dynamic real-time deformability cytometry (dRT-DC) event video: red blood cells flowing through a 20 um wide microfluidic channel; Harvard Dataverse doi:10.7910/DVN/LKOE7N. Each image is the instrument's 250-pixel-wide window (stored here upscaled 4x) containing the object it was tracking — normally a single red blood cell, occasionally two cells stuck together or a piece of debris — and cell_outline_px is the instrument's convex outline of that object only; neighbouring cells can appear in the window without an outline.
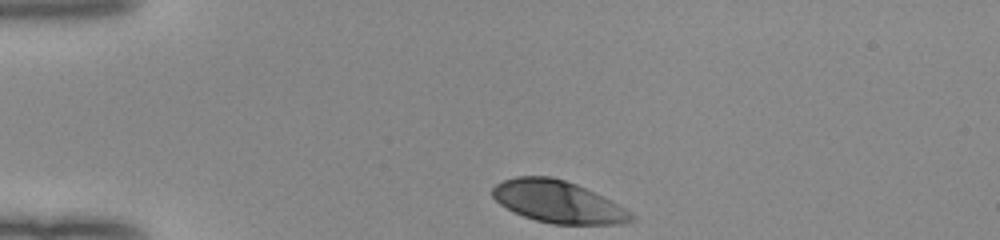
{"species": "human", "species_latin": "Homo sapiens", "temperature_condition": "room temperature", "stored_images_in_passage": 32, "camera_frame_rate_fps": 3000, "um_per_image_px": 0.085, "donor": {"sex": "female"}, "frame": {"image": 1, "passage_image": 1, "time_ms": 0.0, "image_size_px": [1000, 240], "cell_outline_px": [[636, 220], [620, 224], [552, 224], [536, 220], [512, 212], [500, 204], [492, 196], [492, 188], [496, 184], [504, 180], [516, 176], [552, 176], [576, 184], [624, 208], [636, 216]], "centroid_in_image_um": [47.4, 17.16], "position_along_channel_um": 37.6, "area_um2": 33.76}}
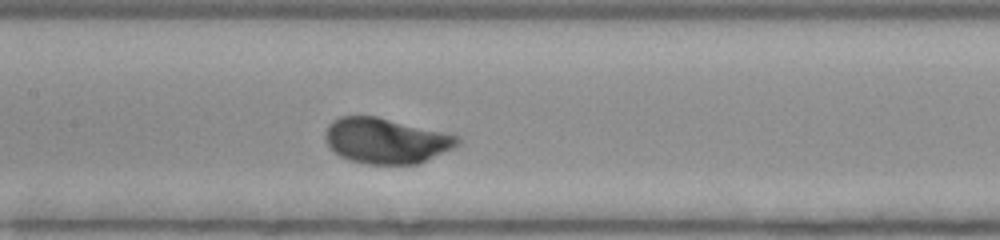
{"frame": {"image": 2, "passage_image": 15, "time_ms": 4.667, "image_size_px": [1000, 240], "cell_outline_px": [[464, 140], [460, 144], [420, 164], [364, 164], [348, 160], [340, 156], [324, 140], [324, 132], [328, 124], [332, 120], [340, 116], [376, 116], [444, 132], [460, 136]], "centroid_in_image_um": [32.81, 11.96], "position_along_channel_um": 174.6, "area_um2": 35.32}}
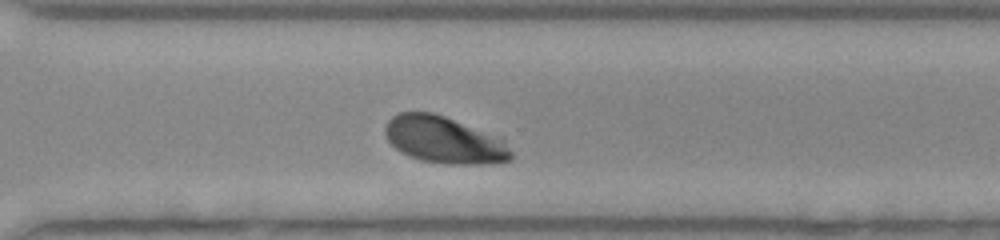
{"frame": {"image": 3, "passage_image": 27, "time_ms": 8.667, "image_size_px": [1000, 240], "cell_outline_px": [[512, 160], [488, 164], [444, 164], [420, 160], [408, 156], [400, 152], [388, 140], [384, 132], [384, 128], [388, 120], [392, 116], [400, 112], [432, 112], [504, 136], [512, 152]], "centroid_in_image_um": [37.82, 11.89], "position_along_channel_um": 332.8, "area_um2": 35.2}, "authors_computed_cell_mechanics": {"area_um2": 34.6511, "velocity_mm_per_s": 3.9574, "shape_relaxation_time_tau1_ms": 2.1151, "shape_relaxation_time_tau2_ms": null, "deformation_change_tau1": 0.1497, "deformation_change_tau2": null}}